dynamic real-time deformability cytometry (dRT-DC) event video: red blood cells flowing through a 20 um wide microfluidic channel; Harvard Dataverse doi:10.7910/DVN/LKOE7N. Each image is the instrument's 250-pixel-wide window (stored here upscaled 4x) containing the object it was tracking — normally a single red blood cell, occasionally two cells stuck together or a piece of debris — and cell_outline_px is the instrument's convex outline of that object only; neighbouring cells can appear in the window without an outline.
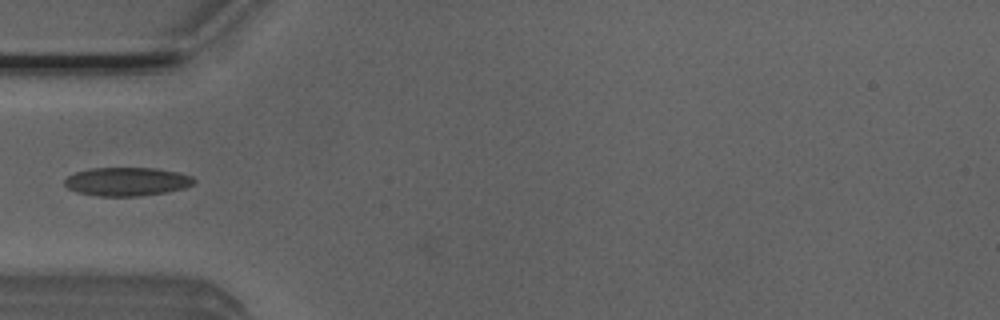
{"species": "Egyptian fruit bat (a non-hibernating species)", "species_latin": "Rousettus aegyptiacus", "temperature_condition": "room temperature", "stored_images_in_passage": 4, "camera_frame_rate_fps": 3000, "um_per_image_px": 0.085, "animal": {"sex": "male"}, "frame": {"image": 1, "passage_image": 3, "time_ms": 0.667, "image_size_px": [1000, 320], "cell_outline_px": [[196, 180], [192, 184], [184, 188], [168, 192], [140, 196], [96, 196], [76, 192], [68, 188], [64, 184], [64, 180], [68, 176], [76, 172], [88, 168], [156, 168], [176, 172], [192, 176]], "centroid_in_image_um": [10.77, 15.44], "position_along_channel_um": 74.2, "area_um2": 21.62}}